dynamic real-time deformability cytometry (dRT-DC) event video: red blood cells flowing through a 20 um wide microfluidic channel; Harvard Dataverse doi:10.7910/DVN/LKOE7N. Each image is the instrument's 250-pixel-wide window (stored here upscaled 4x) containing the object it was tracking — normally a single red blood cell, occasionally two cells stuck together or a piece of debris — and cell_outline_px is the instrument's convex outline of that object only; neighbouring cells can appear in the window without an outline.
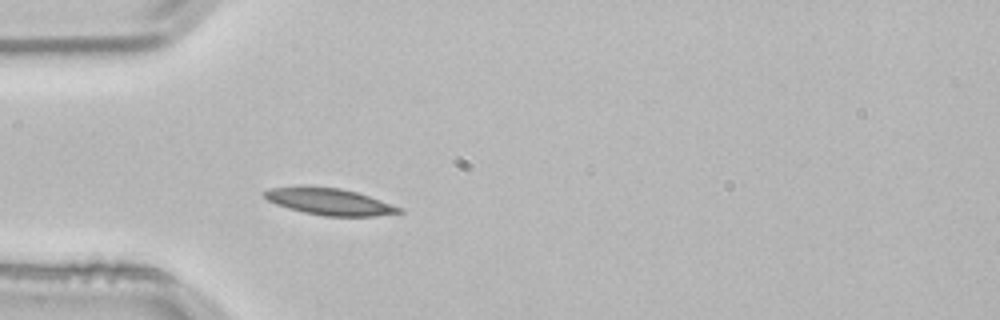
{"species": "common noctule bat (a hibernating species)", "species_latin": "Nyctalus noctula", "temperature_condition": "room temperature", "stored_images_in_passage": 1, "camera_frame_rate_fps": 3000, "um_per_image_px": 0.085, "animal": {"sex": "male", "body_mass_g": 21.5, "forearm_length_mm": 52.0}, "frame": {"image": 1, "passage_image": 1, "time_ms": 0.0, "image_size_px": [1000, 320], "cell_outline_px": [[404, 212], [376, 216], [324, 216], [304, 212], [288, 208], [276, 204], [268, 200], [260, 192], [268, 188], [340, 188], [356, 192], [380, 200], [400, 208]], "centroid_in_image_um": [28.0, 17.17], "position_along_channel_um": 57.0, "area_um2": 20.23}}